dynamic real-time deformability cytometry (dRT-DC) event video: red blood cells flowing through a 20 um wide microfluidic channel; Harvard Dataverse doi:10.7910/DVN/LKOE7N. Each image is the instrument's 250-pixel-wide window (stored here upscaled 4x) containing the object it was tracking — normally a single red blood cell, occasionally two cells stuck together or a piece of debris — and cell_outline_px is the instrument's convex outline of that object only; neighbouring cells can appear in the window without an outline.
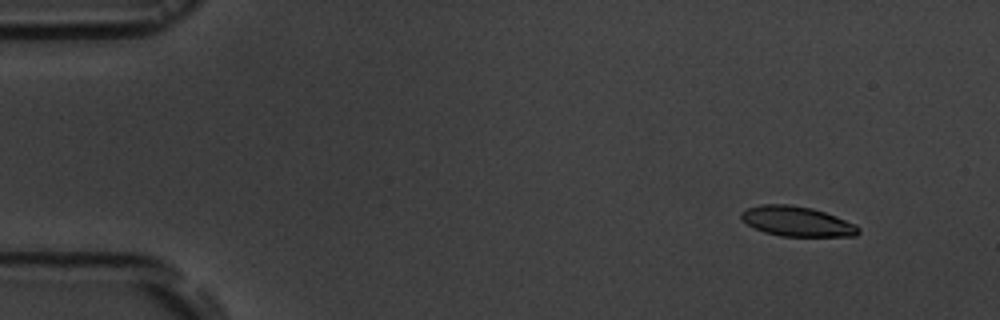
{"species": "common noctule bat (a hibernating species)", "species_latin": "Nyctalus noctula", "temperature_condition": "room temperature", "stored_images_in_passage": 5, "camera_frame_rate_fps": 3000, "um_per_image_px": 0.085, "animal": {"sex": "male", "body_mass_g": 19.5, "forearm_length_mm": 54.6}, "frame": {"image": 1, "passage_image": 2, "time_ms": 1.333, "image_size_px": [1000, 320], "cell_outline_px": [[860, 232], [856, 236], [780, 236], [764, 232], [748, 224], [740, 216], [740, 212], [748, 208], [760, 204], [788, 204], [812, 208], [836, 216], [856, 224], [860, 228]], "centroid_in_image_um": [67.76, 18.81], "position_along_channel_um": 17.2, "area_um2": 20.4}}
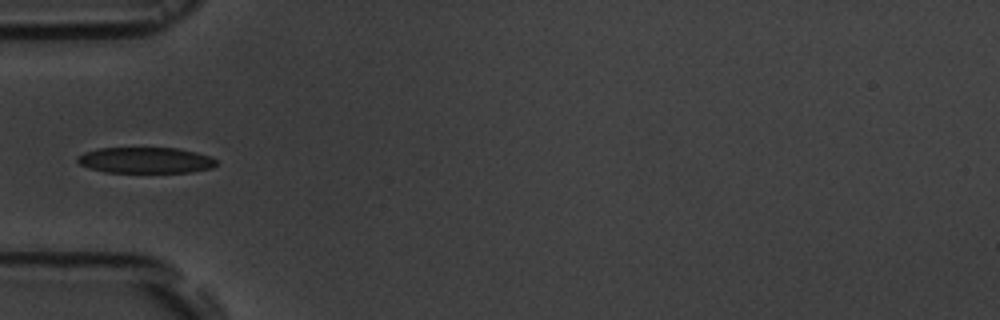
{"frame": {"image": 2, "passage_image": 5, "time_ms": 5.667, "image_size_px": [1000, 320], "cell_outline_px": [[216, 164], [212, 168], [192, 172], [104, 172], [88, 168], [80, 164], [76, 160], [76, 156], [84, 152], [100, 148], [176, 148], [196, 152], [208, 156], [216, 160]], "centroid_in_image_um": [12.33, 13.62], "position_along_channel_um": 72.7, "area_um2": 20.98}}